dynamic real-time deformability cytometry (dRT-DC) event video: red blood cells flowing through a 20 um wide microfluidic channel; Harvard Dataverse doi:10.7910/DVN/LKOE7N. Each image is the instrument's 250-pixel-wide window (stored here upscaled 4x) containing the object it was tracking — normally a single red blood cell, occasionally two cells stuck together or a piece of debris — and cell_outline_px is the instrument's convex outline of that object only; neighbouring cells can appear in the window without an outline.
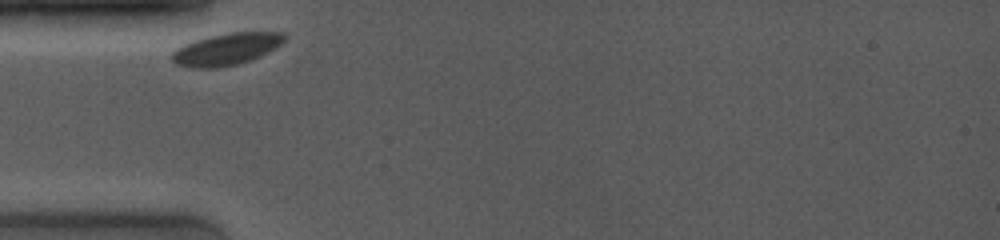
{"species": "common noctule bat (a hibernating species)", "species_latin": "Nyctalus noctula", "temperature_condition": "room temperature", "stored_images_in_passage": 56, "camera_frame_rate_fps": 4000, "um_per_image_px": 0.085, "animal": {"sex": "female", "body_mass_g": 19.0, "forearm_length_mm": 53.3}, "frame": {"image": 1, "passage_image": 1, "time_ms": 0.0, "image_size_px": [1000, 240], "cell_outline_px": [[284, 40], [276, 48], [260, 56], [236, 64], [216, 68], [196, 68], [176, 64], [172, 60], [172, 52], [176, 48], [184, 44], [208, 36], [228, 32], [284, 32]], "centroid_in_image_um": [19.22, 4.17], "position_along_channel_um": 65.8, "area_um2": 20.75}}
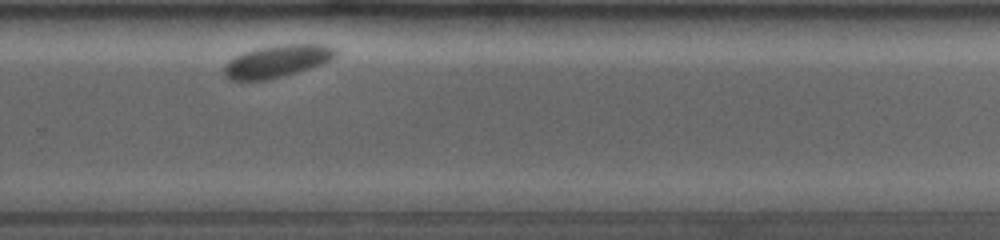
{"frame": {"image": 2, "passage_image": 36, "time_ms": 7.0, "image_size_px": [1000, 240], "cell_outline_px": [[336, 56], [332, 60], [284, 76], [268, 80], [232, 80], [224, 76], [224, 64], [236, 56], [244, 52], [256, 48], [276, 44], [324, 44], [336, 48]], "centroid_in_image_um": [23.55, 5.19], "position_along_channel_um": 306.2, "area_um2": 21.04}}
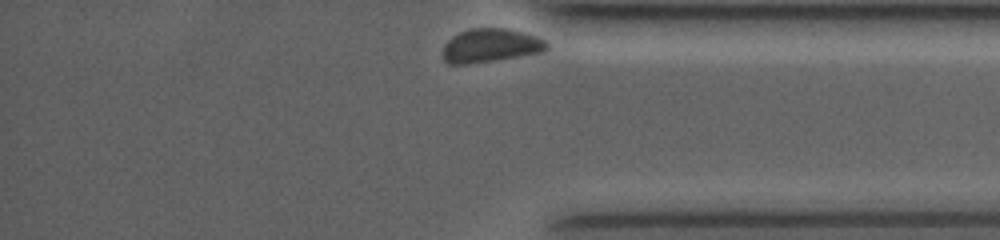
{"frame": {"image": 3, "passage_image": 55, "time_ms": 9.5, "image_size_px": [1000, 240], "cell_outline_px": [[548, 48], [544, 52], [468, 64], [448, 64], [444, 60], [444, 44], [452, 36], [460, 32], [472, 28], [508, 28], [524, 32], [536, 36], [544, 40], [548, 44]], "centroid_in_image_um": [41.71, 3.86], "position_along_channel_um": 393.5, "area_um2": 20.35}}